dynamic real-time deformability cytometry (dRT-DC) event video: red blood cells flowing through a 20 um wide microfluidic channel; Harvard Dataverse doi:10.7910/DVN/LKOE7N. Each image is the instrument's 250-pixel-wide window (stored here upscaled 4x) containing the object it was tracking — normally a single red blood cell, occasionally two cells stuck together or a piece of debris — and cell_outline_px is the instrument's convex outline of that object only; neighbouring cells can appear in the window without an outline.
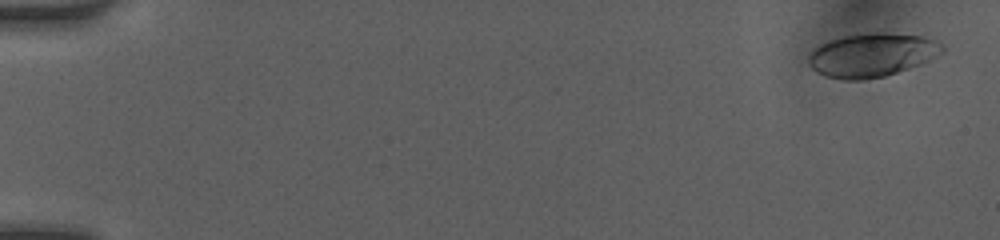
{"species": "human", "species_latin": "Homo sapiens", "temperature_condition": "room temperature", "stored_images_in_passage": 12, "camera_frame_rate_fps": 3000, "um_per_image_px": 0.085, "donor": {"sex": "female"}, "frame": {"image": 1, "passage_image": 1, "time_ms": 0.0, "image_size_px": [1000, 240], "cell_outline_px": [[944, 52], [920, 64], [884, 76], [864, 80], [844, 80], [824, 76], [816, 72], [808, 64], [808, 56], [820, 44], [844, 36], [868, 32], [888, 32], [924, 36], [936, 40], [944, 44]], "centroid_in_image_um": [74.13, 4.67], "position_along_channel_um": 10.9, "area_um2": 34.22}}
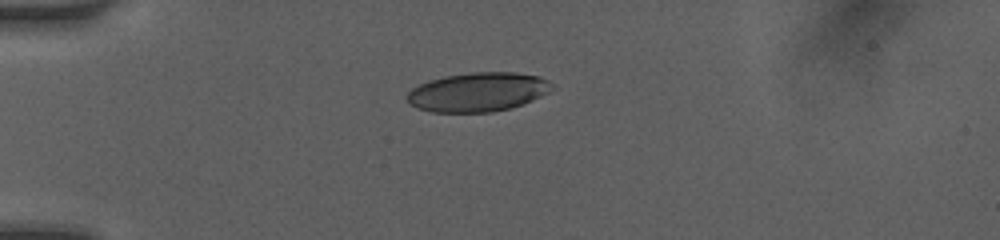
{"frame": {"image": 2, "passage_image": 8, "time_ms": 4.0, "image_size_px": [1000, 240], "cell_outline_px": [[556, 88], [532, 100], [512, 108], [492, 112], [432, 112], [420, 108], [412, 104], [408, 100], [408, 92], [412, 88], [428, 80], [444, 76], [472, 72], [516, 72], [540, 76], [556, 84]], "centroid_in_image_um": [40.69, 7.81], "position_along_channel_um": 44.3, "area_um2": 33.12}}
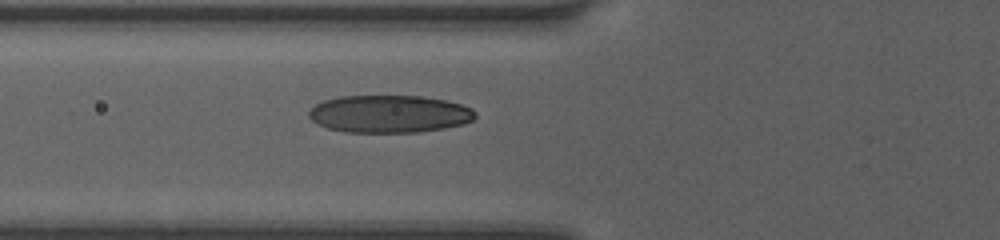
{"frame": {"image": 3, "passage_image": 12, "time_ms": 6.0, "image_size_px": [1000, 240], "cell_outline_px": [[476, 116], [472, 120], [464, 124], [444, 128], [420, 132], [344, 132], [328, 128], [316, 124], [308, 116], [308, 112], [316, 104], [324, 100], [340, 96], [420, 96], [444, 100], [460, 104], [472, 108], [476, 112]], "centroid_in_image_um": [33.08, 9.69], "position_along_channel_um": 92.7, "area_um2": 36.47}}